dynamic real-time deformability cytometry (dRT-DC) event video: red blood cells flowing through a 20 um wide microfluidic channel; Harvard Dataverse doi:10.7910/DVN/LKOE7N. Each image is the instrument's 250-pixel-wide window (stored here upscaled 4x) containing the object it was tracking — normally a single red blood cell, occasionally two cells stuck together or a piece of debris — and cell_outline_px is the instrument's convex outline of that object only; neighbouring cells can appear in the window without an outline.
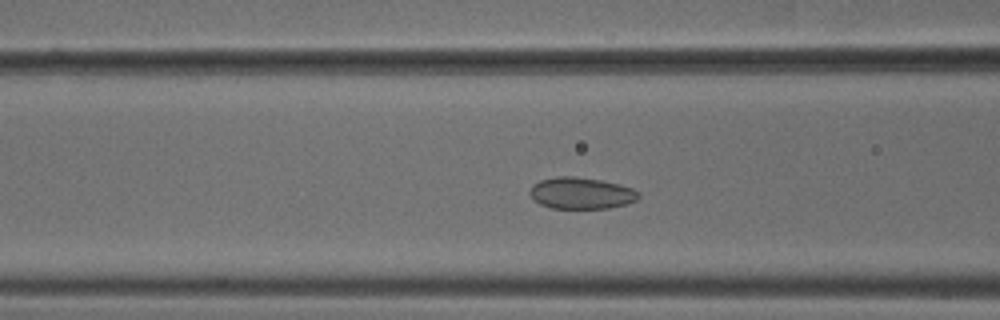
{"species": "common noctule bat (a hibernating species)", "species_latin": "Nyctalus noctula", "temperature_condition": "cold", "stored_images_in_passage": 43, "camera_frame_rate_fps": 3000, "um_per_image_px": 0.085, "animal": {"sex": "male", "body_mass_g": 18.8}, "frame": {"image": 1, "passage_image": 11, "time_ms": 3.333, "image_size_px": [1000, 320], "cell_outline_px": [[640, 196], [636, 200], [628, 204], [608, 208], [552, 208], [540, 204], [528, 192], [532, 184], [540, 180], [556, 176], [576, 176], [600, 180], [620, 184], [632, 188]], "centroid_in_image_um": [49.39, 16.41], "position_along_channel_um": 117.2, "area_um2": 20.0}}
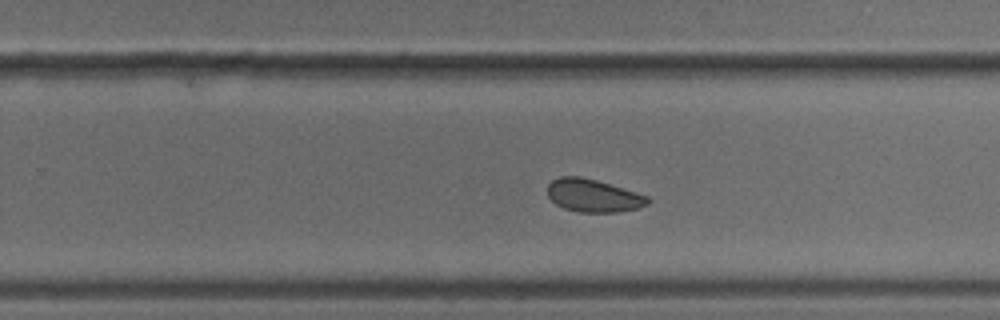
{"frame": {"image": 2, "passage_image": 24, "time_ms": 7.667, "image_size_px": [1000, 320], "cell_outline_px": [[652, 200], [648, 204], [640, 208], [620, 212], [580, 212], [564, 208], [556, 204], [548, 196], [548, 184], [552, 180], [560, 176], [580, 176], [596, 180], [636, 192], [648, 196]], "centroid_in_image_um": [50.45, 16.63], "position_along_channel_um": 279.3, "area_um2": 19.25}}
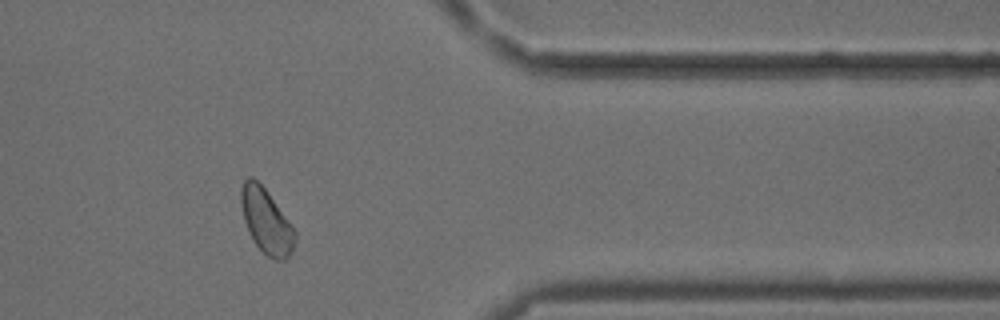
{"frame": {"image": 3, "passage_image": 34, "time_ms": 11.0, "image_size_px": [1000, 320], "cell_outline_px": [[296, 240], [292, 252], [284, 260], [276, 260], [268, 256], [256, 244], [248, 232], [244, 220], [240, 204], [240, 188], [244, 180], [248, 176], [252, 176], [264, 188], [292, 224], [296, 232]], "centroid_in_image_um": [22.63, 18.78], "position_along_channel_um": 388.8, "area_um2": 20.35}, "authors_computed_cell_mechanics": {"area_um2": 20.1144, "velocity_mm_per_s": 3.7455, "shape_relaxation_time_tau1_ms": null, "shape_relaxation_time_tau2_ms": 4.5235, "deformation_change_tau1": null, "deformation_change_tau2": 0.0734}}